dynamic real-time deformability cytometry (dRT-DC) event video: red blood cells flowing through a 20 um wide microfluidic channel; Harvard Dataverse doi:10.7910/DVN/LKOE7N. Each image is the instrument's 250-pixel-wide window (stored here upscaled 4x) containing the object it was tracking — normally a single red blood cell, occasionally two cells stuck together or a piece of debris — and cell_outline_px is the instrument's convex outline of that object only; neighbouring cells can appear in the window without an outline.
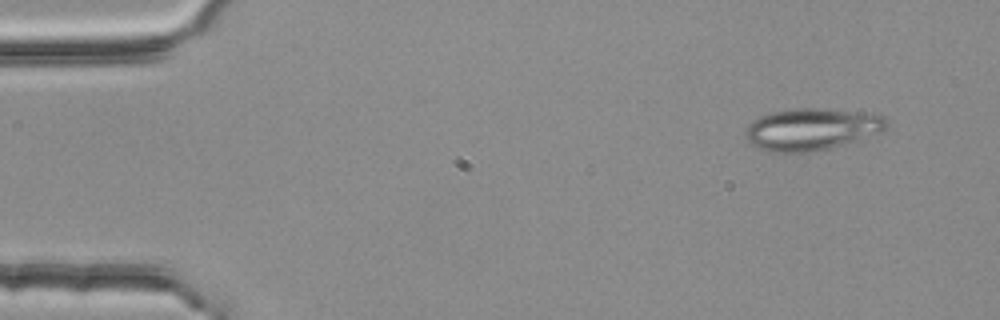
{"species": "common noctule bat (a hibernating species)", "species_latin": "Nyctalus noctula", "temperature_condition": "room temperature", "stored_images_in_passage": 6, "camera_frame_rate_fps": 3000, "um_per_image_px": 0.085, "animal": {"sex": "female", "body_mass_g": 25.1}, "frame": {"image": 1, "passage_image": 1, "time_ms": 0.0, "image_size_px": [1000, 320], "cell_outline_px": [[888, 124], [880, 132], [844, 144], [812, 152], [772, 152], [760, 148], [752, 144], [744, 136], [744, 132], [748, 124], [760, 116], [772, 112], [796, 108], [824, 108], [884, 116], [888, 120]], "centroid_in_image_um": [68.94, 10.98], "position_along_channel_um": 16.1, "area_um2": 34.1}}
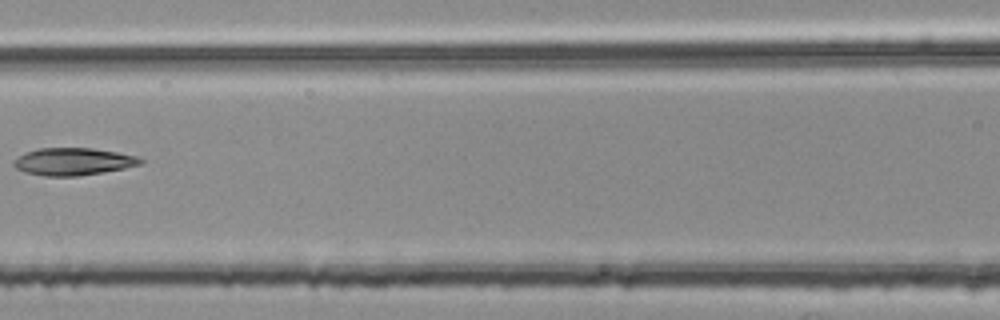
{"frame": {"image": 2, "passage_image": 6, "time_ms": 1.667, "image_size_px": [1000, 320], "cell_outline_px": [[144, 164], [104, 172], [80, 176], [44, 176], [24, 172], [16, 168], [12, 164], [12, 160], [24, 152], [40, 148], [92, 148], [140, 156], [144, 160]], "centroid_in_image_um": [6.23, 13.73], "position_along_channel_um": 160.4, "area_um2": 20.52}}